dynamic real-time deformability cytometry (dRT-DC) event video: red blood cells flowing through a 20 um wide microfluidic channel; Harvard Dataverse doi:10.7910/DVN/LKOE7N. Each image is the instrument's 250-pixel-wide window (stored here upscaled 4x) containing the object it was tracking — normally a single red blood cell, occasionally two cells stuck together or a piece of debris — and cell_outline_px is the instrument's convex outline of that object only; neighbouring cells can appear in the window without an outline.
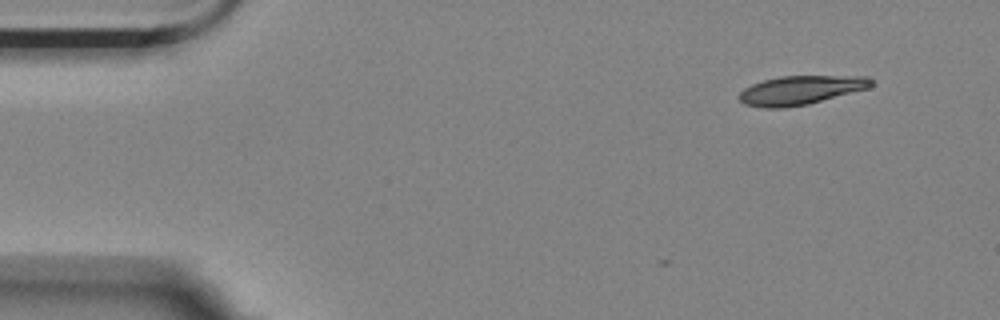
{"species": "Egyptian fruit bat (a non-hibernating species)", "species_latin": "Rousettus aegyptiacus", "temperature_condition": "room temperature", "stored_images_in_passage": 7, "camera_frame_rate_fps": 3000, "um_per_image_px": 0.085, "animal": {"sex": "female"}, "frame": {"image": 1, "passage_image": 1, "time_ms": 0.0, "image_size_px": [1000, 320], "cell_outline_px": [[876, 80], [868, 88], [808, 104], [784, 108], [764, 108], [744, 104], [740, 100], [740, 92], [744, 88], [752, 84], [764, 80], [780, 76], [868, 76]], "centroid_in_image_um": [68.07, 7.66], "position_along_channel_um": 16.9, "area_um2": 22.2}}